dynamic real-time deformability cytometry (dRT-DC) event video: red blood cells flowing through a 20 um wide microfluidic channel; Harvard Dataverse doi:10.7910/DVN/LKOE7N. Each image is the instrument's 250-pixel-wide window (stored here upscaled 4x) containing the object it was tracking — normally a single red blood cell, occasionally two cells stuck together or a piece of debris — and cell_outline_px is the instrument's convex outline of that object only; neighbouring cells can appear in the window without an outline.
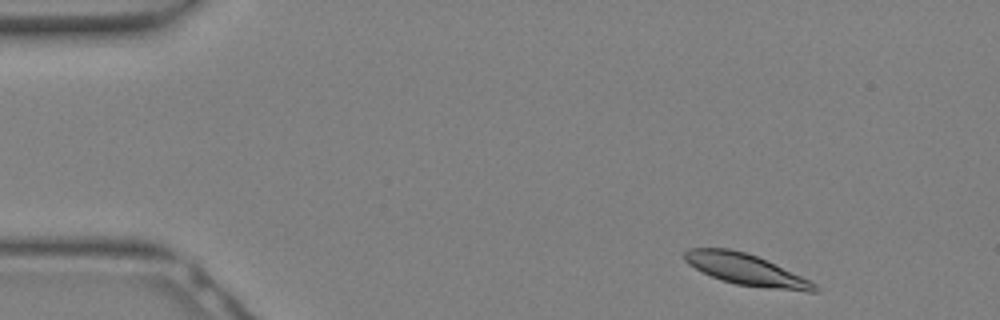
{"species": "Egyptian fruit bat (a non-hibernating species)", "species_latin": "Rousettus aegyptiacus", "temperature_condition": "warm", "stored_images_in_passage": 18, "camera_frame_rate_fps": 3000, "um_per_image_px": 0.085, "animal": {"sex": "female"}, "frame": {"image": 1, "passage_image": 1, "time_ms": 0.0, "image_size_px": [1000, 320], "cell_outline_px": [[820, 288], [816, 292], [808, 292], [736, 284], [712, 276], [688, 264], [684, 260], [684, 252], [688, 248], [732, 248], [756, 256], [800, 276], [816, 284]], "centroid_in_image_um": [63.38, 22.9], "position_along_channel_um": 21.6, "area_um2": 23.06}}
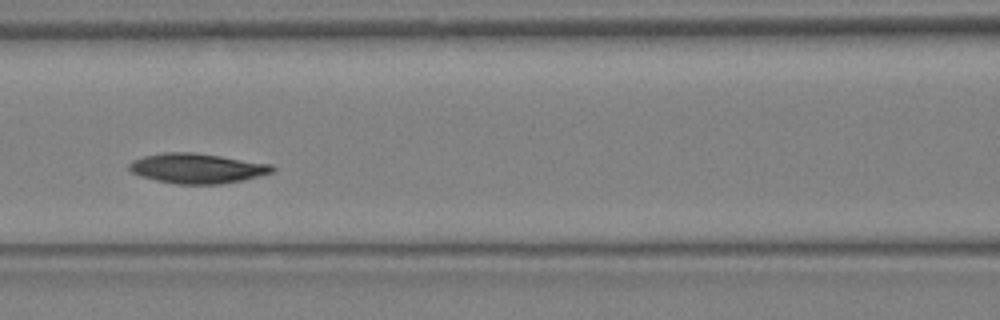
{"frame": {"image": 2, "passage_image": 11, "time_ms": 3.333, "image_size_px": [1000, 320], "cell_outline_px": [[276, 172], [240, 180], [220, 184], [176, 184], [156, 180], [140, 176], [132, 172], [128, 168], [128, 164], [132, 160], [144, 156], [164, 152], [196, 152], [272, 164], [276, 168]], "centroid_in_image_um": [16.76, 14.3], "position_along_channel_um": 149.8, "area_um2": 25.09}}
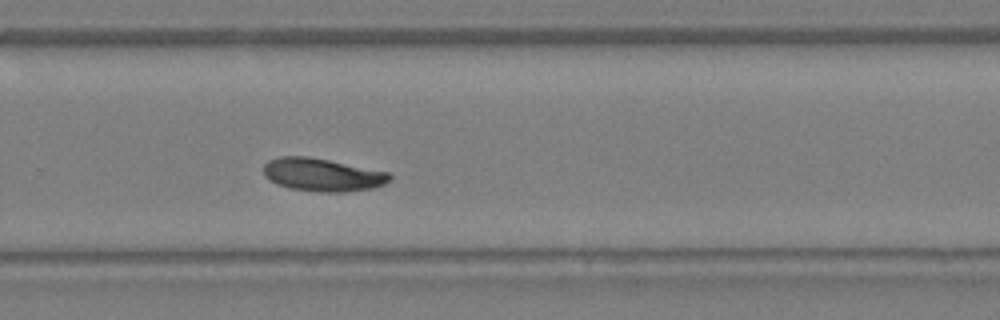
{"frame": {"image": 3, "passage_image": 18, "time_ms": 5.667, "image_size_px": [1000, 320], "cell_outline_px": [[392, 180], [384, 184], [372, 188], [344, 192], [320, 192], [288, 188], [276, 184], [264, 176], [264, 164], [268, 160], [280, 156], [308, 156], [388, 172], [392, 176]], "centroid_in_image_um": [27.38, 14.86], "position_along_channel_um": 302.4, "area_um2": 24.28}}